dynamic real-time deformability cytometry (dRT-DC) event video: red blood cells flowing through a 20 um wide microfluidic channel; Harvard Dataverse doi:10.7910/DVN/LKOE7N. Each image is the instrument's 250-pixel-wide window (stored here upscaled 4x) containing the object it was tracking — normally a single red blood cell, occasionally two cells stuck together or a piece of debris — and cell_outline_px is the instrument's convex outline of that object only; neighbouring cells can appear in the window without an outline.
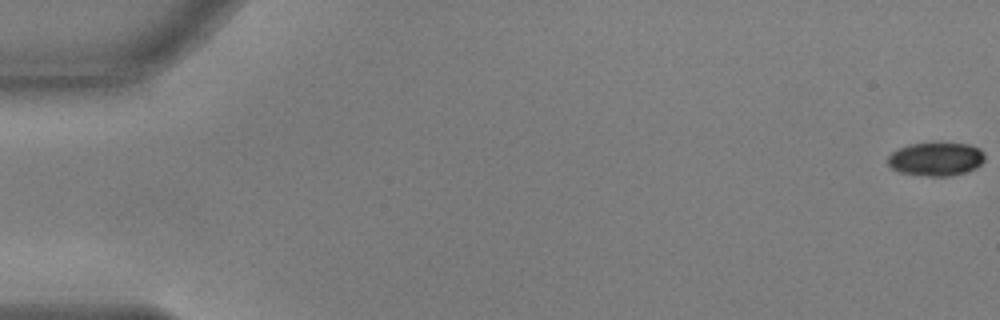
{"species": "common noctule bat (a hibernating species)", "species_latin": "Nyctalus noctula", "temperature_condition": "warm", "stored_images_in_passage": 51, "camera_frame_rate_fps": 3000, "um_per_image_px": 0.085, "animal": {"sex": "male", "body_mass_g": 17.9, "forearm_length_mm": 54.2}, "frame": {"image": 1, "passage_image": 1, "time_ms": 0.0, "image_size_px": [1000, 320], "cell_outline_px": [[984, 160], [976, 168], [952, 176], [928, 176], [900, 172], [892, 168], [888, 164], [888, 156], [892, 152], [908, 144], [940, 140], [968, 144], [980, 148], [984, 152]], "centroid_in_image_um": [79.58, 13.47], "position_along_channel_um": 5.4, "area_um2": 19.54}}
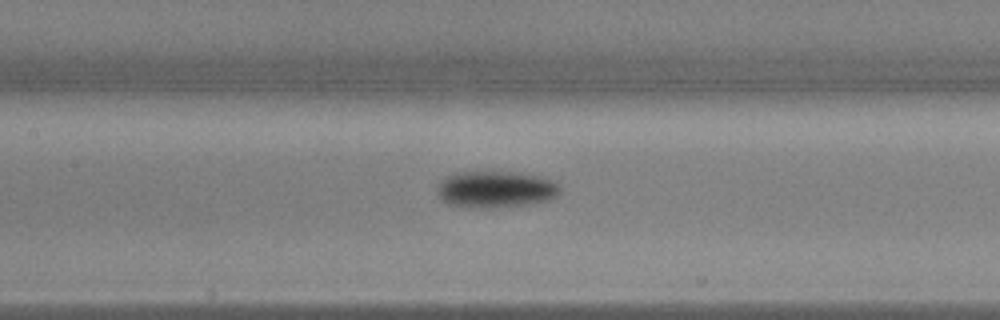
{"frame": {"image": 2, "passage_image": 27, "time_ms": 8.667, "image_size_px": [1000, 320], "cell_outline_px": [[560, 192], [556, 196], [548, 200], [528, 204], [492, 208], [480, 208], [448, 204], [436, 192], [436, 188], [440, 180], [448, 176], [460, 172], [516, 172], [540, 176], [552, 180], [560, 184]], "centroid_in_image_um": [42.15, 16.09], "position_along_channel_um": 165.3, "area_um2": 26.24}}
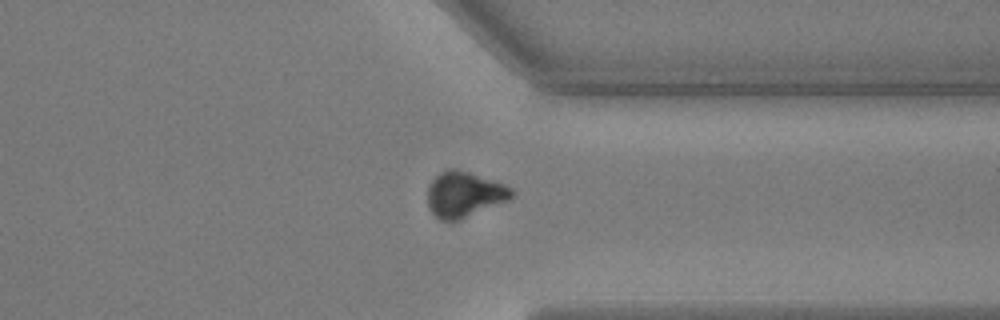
{"frame": {"image": 3, "passage_image": 44, "time_ms": 14.333, "image_size_px": [1000, 320], "cell_outline_px": [[512, 196], [508, 200], [452, 224], [440, 220], [428, 208], [428, 184], [440, 172], [448, 168], [456, 168], [504, 184], [512, 188]], "centroid_in_image_um": [39.42, 16.56], "position_along_channel_um": 372.0, "area_um2": 22.54}, "authors_computed_cell_mechanics": {"area_um2": 22.7732, "velocity_mm_per_s": 3.6801, "shape_relaxation_time_tau1_ms": 2.7837, "shape_relaxation_time_tau2_ms": null, "deformation_change_tau1": 0.1288, "deformation_change_tau2": null}}